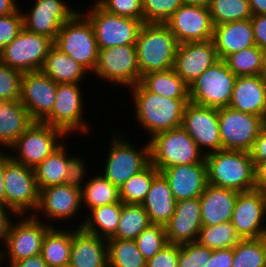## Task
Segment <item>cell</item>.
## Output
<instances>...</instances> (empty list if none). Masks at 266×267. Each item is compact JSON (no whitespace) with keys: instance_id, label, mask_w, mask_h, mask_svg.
Returning <instances> with one entry per match:
<instances>
[{"instance_id":"cell-57","label":"cell","mask_w":266,"mask_h":267,"mask_svg":"<svg viewBox=\"0 0 266 267\" xmlns=\"http://www.w3.org/2000/svg\"><path fill=\"white\" fill-rule=\"evenodd\" d=\"M8 267H48V265L40 253L11 263Z\"/></svg>"},{"instance_id":"cell-26","label":"cell","mask_w":266,"mask_h":267,"mask_svg":"<svg viewBox=\"0 0 266 267\" xmlns=\"http://www.w3.org/2000/svg\"><path fill=\"white\" fill-rule=\"evenodd\" d=\"M229 107L266 121V80L260 75L237 76Z\"/></svg>"},{"instance_id":"cell-12","label":"cell","mask_w":266,"mask_h":267,"mask_svg":"<svg viewBox=\"0 0 266 267\" xmlns=\"http://www.w3.org/2000/svg\"><path fill=\"white\" fill-rule=\"evenodd\" d=\"M236 78L219 60L189 85L190 102L217 109L229 107Z\"/></svg>"},{"instance_id":"cell-10","label":"cell","mask_w":266,"mask_h":267,"mask_svg":"<svg viewBox=\"0 0 266 267\" xmlns=\"http://www.w3.org/2000/svg\"><path fill=\"white\" fill-rule=\"evenodd\" d=\"M66 138L69 137L62 130L34 121L9 151L15 162L34 169L65 142Z\"/></svg>"},{"instance_id":"cell-5","label":"cell","mask_w":266,"mask_h":267,"mask_svg":"<svg viewBox=\"0 0 266 267\" xmlns=\"http://www.w3.org/2000/svg\"><path fill=\"white\" fill-rule=\"evenodd\" d=\"M150 163L159 171L178 165L201 163L205 154L184 128L160 132L148 139Z\"/></svg>"},{"instance_id":"cell-39","label":"cell","mask_w":266,"mask_h":267,"mask_svg":"<svg viewBox=\"0 0 266 267\" xmlns=\"http://www.w3.org/2000/svg\"><path fill=\"white\" fill-rule=\"evenodd\" d=\"M231 267H266V237L241 239L233 247Z\"/></svg>"},{"instance_id":"cell-34","label":"cell","mask_w":266,"mask_h":267,"mask_svg":"<svg viewBox=\"0 0 266 267\" xmlns=\"http://www.w3.org/2000/svg\"><path fill=\"white\" fill-rule=\"evenodd\" d=\"M66 144L63 142L43 162L34 168L39 190L48 186L64 184L69 160L75 155H69Z\"/></svg>"},{"instance_id":"cell-48","label":"cell","mask_w":266,"mask_h":267,"mask_svg":"<svg viewBox=\"0 0 266 267\" xmlns=\"http://www.w3.org/2000/svg\"><path fill=\"white\" fill-rule=\"evenodd\" d=\"M108 13L143 20L142 0H92Z\"/></svg>"},{"instance_id":"cell-22","label":"cell","mask_w":266,"mask_h":267,"mask_svg":"<svg viewBox=\"0 0 266 267\" xmlns=\"http://www.w3.org/2000/svg\"><path fill=\"white\" fill-rule=\"evenodd\" d=\"M218 61L213 40L181 43L175 54L173 69L188 85H191Z\"/></svg>"},{"instance_id":"cell-40","label":"cell","mask_w":266,"mask_h":267,"mask_svg":"<svg viewBox=\"0 0 266 267\" xmlns=\"http://www.w3.org/2000/svg\"><path fill=\"white\" fill-rule=\"evenodd\" d=\"M160 171L151 163L138 174L132 176L119 188V198L126 204H141L154 177Z\"/></svg>"},{"instance_id":"cell-1","label":"cell","mask_w":266,"mask_h":267,"mask_svg":"<svg viewBox=\"0 0 266 267\" xmlns=\"http://www.w3.org/2000/svg\"><path fill=\"white\" fill-rule=\"evenodd\" d=\"M135 119L149 137L157 133L181 127L183 112L190 99L167 98L148 91L140 82L128 89Z\"/></svg>"},{"instance_id":"cell-6","label":"cell","mask_w":266,"mask_h":267,"mask_svg":"<svg viewBox=\"0 0 266 267\" xmlns=\"http://www.w3.org/2000/svg\"><path fill=\"white\" fill-rule=\"evenodd\" d=\"M81 85L82 83L57 84L53 108L41 122L62 130L69 137L77 132L90 135L92 130L90 122L85 121L84 117V107L87 105Z\"/></svg>"},{"instance_id":"cell-29","label":"cell","mask_w":266,"mask_h":267,"mask_svg":"<svg viewBox=\"0 0 266 267\" xmlns=\"http://www.w3.org/2000/svg\"><path fill=\"white\" fill-rule=\"evenodd\" d=\"M176 203L177 200L172 194L167 179L159 172L154 177L150 189L141 203L151 224L165 226L175 212Z\"/></svg>"},{"instance_id":"cell-21","label":"cell","mask_w":266,"mask_h":267,"mask_svg":"<svg viewBox=\"0 0 266 267\" xmlns=\"http://www.w3.org/2000/svg\"><path fill=\"white\" fill-rule=\"evenodd\" d=\"M57 83L40 71L23 73L20 102L34 121H42L52 110Z\"/></svg>"},{"instance_id":"cell-63","label":"cell","mask_w":266,"mask_h":267,"mask_svg":"<svg viewBox=\"0 0 266 267\" xmlns=\"http://www.w3.org/2000/svg\"><path fill=\"white\" fill-rule=\"evenodd\" d=\"M4 206L0 203V210L3 208Z\"/></svg>"},{"instance_id":"cell-14","label":"cell","mask_w":266,"mask_h":267,"mask_svg":"<svg viewBox=\"0 0 266 267\" xmlns=\"http://www.w3.org/2000/svg\"><path fill=\"white\" fill-rule=\"evenodd\" d=\"M53 46L52 39L23 28L0 52V62L22 73L40 71Z\"/></svg>"},{"instance_id":"cell-28","label":"cell","mask_w":266,"mask_h":267,"mask_svg":"<svg viewBox=\"0 0 266 267\" xmlns=\"http://www.w3.org/2000/svg\"><path fill=\"white\" fill-rule=\"evenodd\" d=\"M213 42L219 60L255 46L251 19L238 20L214 26Z\"/></svg>"},{"instance_id":"cell-16","label":"cell","mask_w":266,"mask_h":267,"mask_svg":"<svg viewBox=\"0 0 266 267\" xmlns=\"http://www.w3.org/2000/svg\"><path fill=\"white\" fill-rule=\"evenodd\" d=\"M222 149L250 152L266 121L257 115L234 110L218 109Z\"/></svg>"},{"instance_id":"cell-59","label":"cell","mask_w":266,"mask_h":267,"mask_svg":"<svg viewBox=\"0 0 266 267\" xmlns=\"http://www.w3.org/2000/svg\"><path fill=\"white\" fill-rule=\"evenodd\" d=\"M18 4V0H0V16L12 15L20 8Z\"/></svg>"},{"instance_id":"cell-53","label":"cell","mask_w":266,"mask_h":267,"mask_svg":"<svg viewBox=\"0 0 266 267\" xmlns=\"http://www.w3.org/2000/svg\"><path fill=\"white\" fill-rule=\"evenodd\" d=\"M251 23L255 45L260 49L266 48V14L252 15Z\"/></svg>"},{"instance_id":"cell-3","label":"cell","mask_w":266,"mask_h":267,"mask_svg":"<svg viewBox=\"0 0 266 267\" xmlns=\"http://www.w3.org/2000/svg\"><path fill=\"white\" fill-rule=\"evenodd\" d=\"M124 129L112 131L109 140L108 155L105 156V163L101 173L118 189L132 176L138 174L150 164L149 142L140 146L132 144L130 138L124 135ZM124 136H123V135ZM140 147V148H139Z\"/></svg>"},{"instance_id":"cell-23","label":"cell","mask_w":266,"mask_h":267,"mask_svg":"<svg viewBox=\"0 0 266 267\" xmlns=\"http://www.w3.org/2000/svg\"><path fill=\"white\" fill-rule=\"evenodd\" d=\"M201 227L199 197L178 201L173 216L165 225L167 241L177 245L196 242Z\"/></svg>"},{"instance_id":"cell-58","label":"cell","mask_w":266,"mask_h":267,"mask_svg":"<svg viewBox=\"0 0 266 267\" xmlns=\"http://www.w3.org/2000/svg\"><path fill=\"white\" fill-rule=\"evenodd\" d=\"M255 185L256 189L266 193V160L255 166Z\"/></svg>"},{"instance_id":"cell-9","label":"cell","mask_w":266,"mask_h":267,"mask_svg":"<svg viewBox=\"0 0 266 267\" xmlns=\"http://www.w3.org/2000/svg\"><path fill=\"white\" fill-rule=\"evenodd\" d=\"M91 3V6L85 8L88 10L81 8L79 11L91 22L98 49L136 44L143 20L114 15L97 3Z\"/></svg>"},{"instance_id":"cell-47","label":"cell","mask_w":266,"mask_h":267,"mask_svg":"<svg viewBox=\"0 0 266 267\" xmlns=\"http://www.w3.org/2000/svg\"><path fill=\"white\" fill-rule=\"evenodd\" d=\"M23 73L0 62V99L18 101Z\"/></svg>"},{"instance_id":"cell-36","label":"cell","mask_w":266,"mask_h":267,"mask_svg":"<svg viewBox=\"0 0 266 267\" xmlns=\"http://www.w3.org/2000/svg\"><path fill=\"white\" fill-rule=\"evenodd\" d=\"M98 170L97 174H90L92 177L88 178L81 189L82 208L89 212L99 206L109 205L120 201L119 189L114 186L107 178H105ZM90 179V180H89ZM85 206V207H83ZM87 209V210H86Z\"/></svg>"},{"instance_id":"cell-13","label":"cell","mask_w":266,"mask_h":267,"mask_svg":"<svg viewBox=\"0 0 266 267\" xmlns=\"http://www.w3.org/2000/svg\"><path fill=\"white\" fill-rule=\"evenodd\" d=\"M6 207L17 216L33 215L39 204L40 190L34 169L15 162L6 165L4 173Z\"/></svg>"},{"instance_id":"cell-46","label":"cell","mask_w":266,"mask_h":267,"mask_svg":"<svg viewBox=\"0 0 266 267\" xmlns=\"http://www.w3.org/2000/svg\"><path fill=\"white\" fill-rule=\"evenodd\" d=\"M213 249L200 245L197 241L179 245L177 267H203Z\"/></svg>"},{"instance_id":"cell-52","label":"cell","mask_w":266,"mask_h":267,"mask_svg":"<svg viewBox=\"0 0 266 267\" xmlns=\"http://www.w3.org/2000/svg\"><path fill=\"white\" fill-rule=\"evenodd\" d=\"M233 262V248L214 249L203 267H231Z\"/></svg>"},{"instance_id":"cell-18","label":"cell","mask_w":266,"mask_h":267,"mask_svg":"<svg viewBox=\"0 0 266 267\" xmlns=\"http://www.w3.org/2000/svg\"><path fill=\"white\" fill-rule=\"evenodd\" d=\"M181 126L205 155L222 150L217 108L188 102Z\"/></svg>"},{"instance_id":"cell-35","label":"cell","mask_w":266,"mask_h":267,"mask_svg":"<svg viewBox=\"0 0 266 267\" xmlns=\"http://www.w3.org/2000/svg\"><path fill=\"white\" fill-rule=\"evenodd\" d=\"M140 83L150 92L175 99H190L189 85L174 69L150 72L141 77Z\"/></svg>"},{"instance_id":"cell-42","label":"cell","mask_w":266,"mask_h":267,"mask_svg":"<svg viewBox=\"0 0 266 267\" xmlns=\"http://www.w3.org/2000/svg\"><path fill=\"white\" fill-rule=\"evenodd\" d=\"M240 240L241 237L231 221L214 226H202L197 238L200 245L213 250L233 248Z\"/></svg>"},{"instance_id":"cell-38","label":"cell","mask_w":266,"mask_h":267,"mask_svg":"<svg viewBox=\"0 0 266 267\" xmlns=\"http://www.w3.org/2000/svg\"><path fill=\"white\" fill-rule=\"evenodd\" d=\"M151 225L149 216L141 204L122 202V210L115 234L111 238L135 240Z\"/></svg>"},{"instance_id":"cell-24","label":"cell","mask_w":266,"mask_h":267,"mask_svg":"<svg viewBox=\"0 0 266 267\" xmlns=\"http://www.w3.org/2000/svg\"><path fill=\"white\" fill-rule=\"evenodd\" d=\"M160 172L167 179L177 202L200 197L208 184L205 160L201 163L172 166Z\"/></svg>"},{"instance_id":"cell-7","label":"cell","mask_w":266,"mask_h":267,"mask_svg":"<svg viewBox=\"0 0 266 267\" xmlns=\"http://www.w3.org/2000/svg\"><path fill=\"white\" fill-rule=\"evenodd\" d=\"M54 46L93 73L99 49L92 24L80 11L61 27Z\"/></svg>"},{"instance_id":"cell-61","label":"cell","mask_w":266,"mask_h":267,"mask_svg":"<svg viewBox=\"0 0 266 267\" xmlns=\"http://www.w3.org/2000/svg\"><path fill=\"white\" fill-rule=\"evenodd\" d=\"M212 0H183L184 4L199 5L209 7Z\"/></svg>"},{"instance_id":"cell-43","label":"cell","mask_w":266,"mask_h":267,"mask_svg":"<svg viewBox=\"0 0 266 267\" xmlns=\"http://www.w3.org/2000/svg\"><path fill=\"white\" fill-rule=\"evenodd\" d=\"M235 76L260 75L262 49L252 46L227 56L223 60Z\"/></svg>"},{"instance_id":"cell-55","label":"cell","mask_w":266,"mask_h":267,"mask_svg":"<svg viewBox=\"0 0 266 267\" xmlns=\"http://www.w3.org/2000/svg\"><path fill=\"white\" fill-rule=\"evenodd\" d=\"M14 217H17V215L7 207H3L0 210V242L2 243H0L1 248L6 241L11 222L15 219Z\"/></svg>"},{"instance_id":"cell-31","label":"cell","mask_w":266,"mask_h":267,"mask_svg":"<svg viewBox=\"0 0 266 267\" xmlns=\"http://www.w3.org/2000/svg\"><path fill=\"white\" fill-rule=\"evenodd\" d=\"M57 84L82 83L90 73L67 54L53 46L41 68Z\"/></svg>"},{"instance_id":"cell-8","label":"cell","mask_w":266,"mask_h":267,"mask_svg":"<svg viewBox=\"0 0 266 267\" xmlns=\"http://www.w3.org/2000/svg\"><path fill=\"white\" fill-rule=\"evenodd\" d=\"M15 220L11 222L4 248H0V267L40 254L45 234L51 227L33 215L17 216Z\"/></svg>"},{"instance_id":"cell-32","label":"cell","mask_w":266,"mask_h":267,"mask_svg":"<svg viewBox=\"0 0 266 267\" xmlns=\"http://www.w3.org/2000/svg\"><path fill=\"white\" fill-rule=\"evenodd\" d=\"M121 210V200L117 203L96 207L91 209L89 213L86 212V216H82L84 220L80 218L82 221H78L80 223L77 227L90 234L109 239L116 232Z\"/></svg>"},{"instance_id":"cell-30","label":"cell","mask_w":266,"mask_h":267,"mask_svg":"<svg viewBox=\"0 0 266 267\" xmlns=\"http://www.w3.org/2000/svg\"><path fill=\"white\" fill-rule=\"evenodd\" d=\"M33 122L20 100L0 99V150H9Z\"/></svg>"},{"instance_id":"cell-54","label":"cell","mask_w":266,"mask_h":267,"mask_svg":"<svg viewBox=\"0 0 266 267\" xmlns=\"http://www.w3.org/2000/svg\"><path fill=\"white\" fill-rule=\"evenodd\" d=\"M250 154L255 166L259 162L266 160V123L257 136Z\"/></svg>"},{"instance_id":"cell-49","label":"cell","mask_w":266,"mask_h":267,"mask_svg":"<svg viewBox=\"0 0 266 267\" xmlns=\"http://www.w3.org/2000/svg\"><path fill=\"white\" fill-rule=\"evenodd\" d=\"M22 8L12 15L0 16V52L9 45L24 28Z\"/></svg>"},{"instance_id":"cell-20","label":"cell","mask_w":266,"mask_h":267,"mask_svg":"<svg viewBox=\"0 0 266 267\" xmlns=\"http://www.w3.org/2000/svg\"><path fill=\"white\" fill-rule=\"evenodd\" d=\"M165 25L179 44L213 39L214 26L208 7L183 4Z\"/></svg>"},{"instance_id":"cell-56","label":"cell","mask_w":266,"mask_h":267,"mask_svg":"<svg viewBox=\"0 0 266 267\" xmlns=\"http://www.w3.org/2000/svg\"><path fill=\"white\" fill-rule=\"evenodd\" d=\"M5 152V153H4ZM12 160L11 152L0 150V203L6 207V194L4 186V173L6 165Z\"/></svg>"},{"instance_id":"cell-25","label":"cell","mask_w":266,"mask_h":267,"mask_svg":"<svg viewBox=\"0 0 266 267\" xmlns=\"http://www.w3.org/2000/svg\"><path fill=\"white\" fill-rule=\"evenodd\" d=\"M73 226L68 267H108L107 239Z\"/></svg>"},{"instance_id":"cell-51","label":"cell","mask_w":266,"mask_h":267,"mask_svg":"<svg viewBox=\"0 0 266 267\" xmlns=\"http://www.w3.org/2000/svg\"><path fill=\"white\" fill-rule=\"evenodd\" d=\"M179 245L166 244L153 258L147 260L146 267H177Z\"/></svg>"},{"instance_id":"cell-33","label":"cell","mask_w":266,"mask_h":267,"mask_svg":"<svg viewBox=\"0 0 266 267\" xmlns=\"http://www.w3.org/2000/svg\"><path fill=\"white\" fill-rule=\"evenodd\" d=\"M70 227L51 226L46 232L41 255L48 267L69 266L72 245V228Z\"/></svg>"},{"instance_id":"cell-27","label":"cell","mask_w":266,"mask_h":267,"mask_svg":"<svg viewBox=\"0 0 266 267\" xmlns=\"http://www.w3.org/2000/svg\"><path fill=\"white\" fill-rule=\"evenodd\" d=\"M238 191L207 184L199 197L202 226L231 221Z\"/></svg>"},{"instance_id":"cell-50","label":"cell","mask_w":266,"mask_h":267,"mask_svg":"<svg viewBox=\"0 0 266 267\" xmlns=\"http://www.w3.org/2000/svg\"><path fill=\"white\" fill-rule=\"evenodd\" d=\"M75 154L76 155L69 160L64 184L81 190L89 178V176L86 175L89 170L86 169L87 163L84 161L86 158L82 157L81 154L79 156L77 155L78 153ZM85 176H88L87 179Z\"/></svg>"},{"instance_id":"cell-15","label":"cell","mask_w":266,"mask_h":267,"mask_svg":"<svg viewBox=\"0 0 266 267\" xmlns=\"http://www.w3.org/2000/svg\"><path fill=\"white\" fill-rule=\"evenodd\" d=\"M81 209H83L82 197L79 188L65 184L53 185L40 189L39 204L33 216L44 222L47 220L45 223L50 226H54V222L56 221L55 226L62 227L63 224H57L61 222L65 224L67 220L69 223L71 221L74 222L76 219L79 220Z\"/></svg>"},{"instance_id":"cell-17","label":"cell","mask_w":266,"mask_h":267,"mask_svg":"<svg viewBox=\"0 0 266 267\" xmlns=\"http://www.w3.org/2000/svg\"><path fill=\"white\" fill-rule=\"evenodd\" d=\"M31 9H25L23 14L24 28L32 33L46 36L53 41L61 27L78 11L65 0H33Z\"/></svg>"},{"instance_id":"cell-60","label":"cell","mask_w":266,"mask_h":267,"mask_svg":"<svg viewBox=\"0 0 266 267\" xmlns=\"http://www.w3.org/2000/svg\"><path fill=\"white\" fill-rule=\"evenodd\" d=\"M253 15L266 14V0H248Z\"/></svg>"},{"instance_id":"cell-62","label":"cell","mask_w":266,"mask_h":267,"mask_svg":"<svg viewBox=\"0 0 266 267\" xmlns=\"http://www.w3.org/2000/svg\"><path fill=\"white\" fill-rule=\"evenodd\" d=\"M260 76L266 80V48L262 49V66Z\"/></svg>"},{"instance_id":"cell-37","label":"cell","mask_w":266,"mask_h":267,"mask_svg":"<svg viewBox=\"0 0 266 267\" xmlns=\"http://www.w3.org/2000/svg\"><path fill=\"white\" fill-rule=\"evenodd\" d=\"M108 267H146L147 260L135 240L107 239Z\"/></svg>"},{"instance_id":"cell-19","label":"cell","mask_w":266,"mask_h":267,"mask_svg":"<svg viewBox=\"0 0 266 267\" xmlns=\"http://www.w3.org/2000/svg\"><path fill=\"white\" fill-rule=\"evenodd\" d=\"M231 223L241 239L266 237V193L238 192Z\"/></svg>"},{"instance_id":"cell-4","label":"cell","mask_w":266,"mask_h":267,"mask_svg":"<svg viewBox=\"0 0 266 267\" xmlns=\"http://www.w3.org/2000/svg\"><path fill=\"white\" fill-rule=\"evenodd\" d=\"M135 45L140 80L147 73L166 71L174 67L179 43L165 24L144 23Z\"/></svg>"},{"instance_id":"cell-44","label":"cell","mask_w":266,"mask_h":267,"mask_svg":"<svg viewBox=\"0 0 266 267\" xmlns=\"http://www.w3.org/2000/svg\"><path fill=\"white\" fill-rule=\"evenodd\" d=\"M135 242L146 260L153 258L168 244L165 226L151 224L137 236Z\"/></svg>"},{"instance_id":"cell-45","label":"cell","mask_w":266,"mask_h":267,"mask_svg":"<svg viewBox=\"0 0 266 267\" xmlns=\"http://www.w3.org/2000/svg\"><path fill=\"white\" fill-rule=\"evenodd\" d=\"M183 4V0H142L143 22L165 24Z\"/></svg>"},{"instance_id":"cell-2","label":"cell","mask_w":266,"mask_h":267,"mask_svg":"<svg viewBox=\"0 0 266 267\" xmlns=\"http://www.w3.org/2000/svg\"><path fill=\"white\" fill-rule=\"evenodd\" d=\"M205 161L209 184L238 192L256 189L250 152L222 149L205 155Z\"/></svg>"},{"instance_id":"cell-11","label":"cell","mask_w":266,"mask_h":267,"mask_svg":"<svg viewBox=\"0 0 266 267\" xmlns=\"http://www.w3.org/2000/svg\"><path fill=\"white\" fill-rule=\"evenodd\" d=\"M95 78L110 85L130 89L140 82L136 45H120L98 50V60L93 71Z\"/></svg>"},{"instance_id":"cell-41","label":"cell","mask_w":266,"mask_h":267,"mask_svg":"<svg viewBox=\"0 0 266 267\" xmlns=\"http://www.w3.org/2000/svg\"><path fill=\"white\" fill-rule=\"evenodd\" d=\"M209 12L213 26L252 18L248 0H212Z\"/></svg>"}]
</instances>
